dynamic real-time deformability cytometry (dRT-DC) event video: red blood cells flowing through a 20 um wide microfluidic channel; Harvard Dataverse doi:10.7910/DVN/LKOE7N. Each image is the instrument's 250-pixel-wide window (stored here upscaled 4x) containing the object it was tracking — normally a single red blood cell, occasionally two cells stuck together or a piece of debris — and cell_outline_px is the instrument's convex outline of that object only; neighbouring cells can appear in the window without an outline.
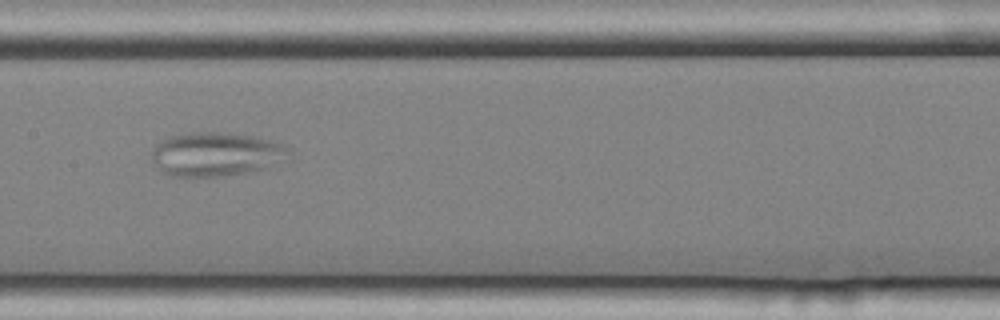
{"species": "common noctule bat (a hibernating species)", "species_latin": "Nyctalus noctula", "temperature_condition": "cold", "stored_images_in_passage": 11, "camera_frame_rate_fps": 3000, "um_per_image_px": 0.085, "animal": {"sex": "female", "body_mass_g": 25.1}, "frame": {"image": 1, "passage_image": 5, "time_ms": 1.333, "image_size_px": [1000, 320], "cell_outline_px": [[292, 160], [264, 168], [244, 172], [220, 176], [168, 176], [160, 172], [152, 160], [152, 148], [160, 140], [172, 136], [196, 132], [224, 132], [252, 136], [272, 140], [288, 148], [292, 152]], "centroid_in_image_um": [18.39, 13.11], "position_along_channel_um": 189.0, "area_um2": 35.43}}
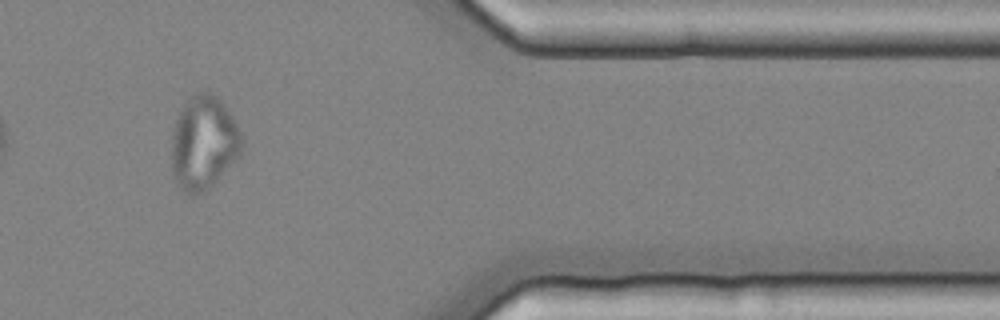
{"frame": {"image": 2, "passage_image": 10, "time_ms": 3.0, "image_size_px": [1000, 320], "cell_outline_px": [[244, 144], [240, 156], [212, 184], [200, 192], [192, 196], [184, 192], [180, 188], [172, 172], [172, 132], [176, 120], [184, 104], [192, 96], [200, 92], [208, 92], [216, 96], [224, 104], [232, 116], [244, 140]], "centroid_in_image_um": [17.32, 12.14], "position_along_channel_um": 394.1, "area_um2": 38.03}}